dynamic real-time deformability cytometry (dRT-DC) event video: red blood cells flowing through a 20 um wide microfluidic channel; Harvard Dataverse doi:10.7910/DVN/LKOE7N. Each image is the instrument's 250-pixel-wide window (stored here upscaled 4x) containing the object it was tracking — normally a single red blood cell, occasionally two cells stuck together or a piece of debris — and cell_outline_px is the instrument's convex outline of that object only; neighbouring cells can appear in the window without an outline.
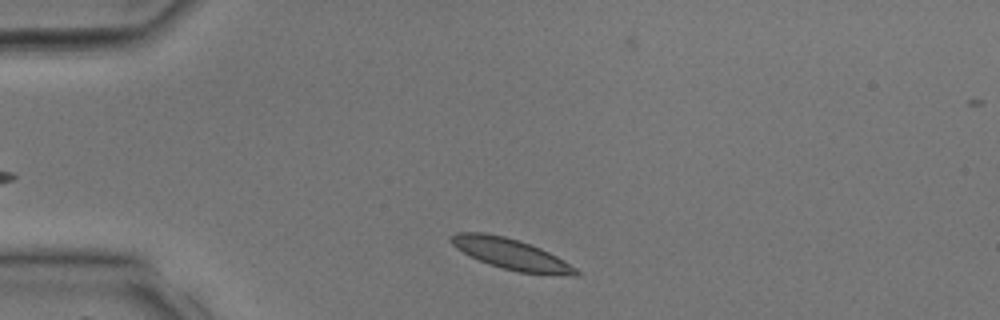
{"species": "common noctule bat (a hibernating species)", "species_latin": "Nyctalus noctula", "temperature_condition": "room temperature", "stored_images_in_passage": 27, "camera_frame_rate_fps": 3000, "um_per_image_px": 0.085, "animal": {"sex": "male", "body_mass_g": 17.9, "forearm_length_mm": 54.2}, "frame": {"image": 1, "passage_image": 1, "time_ms": 0.0, "image_size_px": [1000, 320], "cell_outline_px": [[580, 276], [520, 272], [488, 264], [456, 248], [452, 244], [448, 236], [456, 232], [484, 232], [504, 236], [520, 240], [540, 248], [564, 260], [576, 268], [580, 272]], "centroid_in_image_um": [43.43, 21.57], "position_along_channel_um": 41.6, "area_um2": 22.2}}
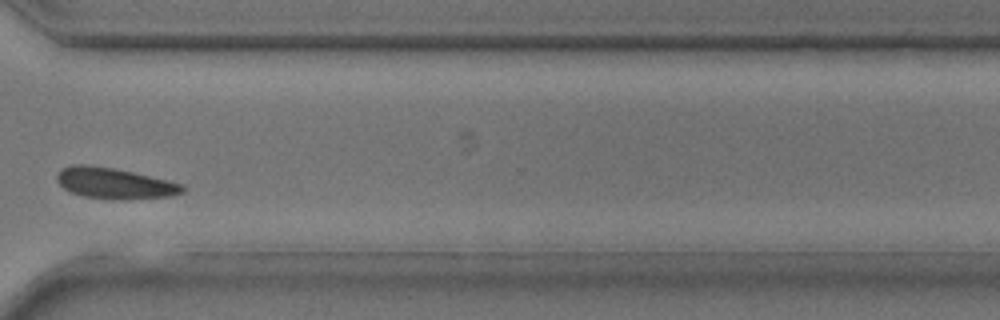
{"frame": {"image": 2, "passage_image": 19, "time_ms": 6.0, "image_size_px": [1000, 320], "cell_outline_px": [[184, 192], [172, 196], [128, 200], [112, 200], [84, 196], [68, 192], [56, 180], [56, 176], [60, 168], [72, 164], [88, 164], [112, 168], [132, 172], [168, 180], [184, 184]], "centroid_in_image_um": [9.72, 15.59], "position_along_channel_um": 360.9, "area_um2": 23.0}}
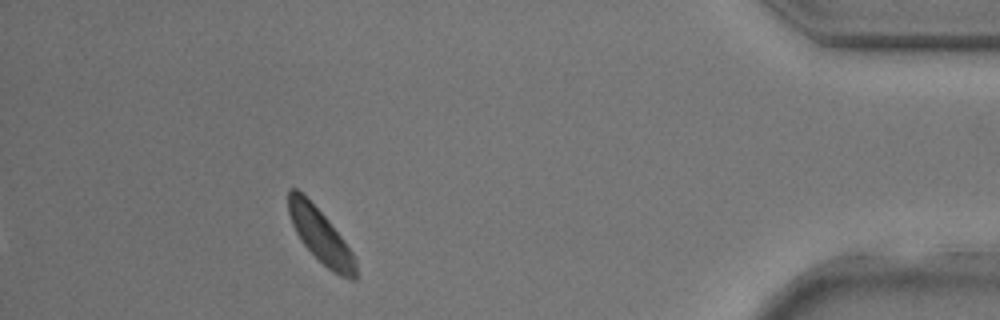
{"frame": {"image": 3, "passage_image": 24, "time_ms": 7.667, "image_size_px": [1000, 320], "cell_outline_px": [[356, 280], [348, 280], [332, 272], [304, 244], [296, 232], [292, 224], [288, 212], [288, 188], [296, 188], [328, 220], [352, 252], [356, 260]], "centroid_in_image_um": [27.25, 20.07], "position_along_channel_um": 408.0, "area_um2": 20.58}}